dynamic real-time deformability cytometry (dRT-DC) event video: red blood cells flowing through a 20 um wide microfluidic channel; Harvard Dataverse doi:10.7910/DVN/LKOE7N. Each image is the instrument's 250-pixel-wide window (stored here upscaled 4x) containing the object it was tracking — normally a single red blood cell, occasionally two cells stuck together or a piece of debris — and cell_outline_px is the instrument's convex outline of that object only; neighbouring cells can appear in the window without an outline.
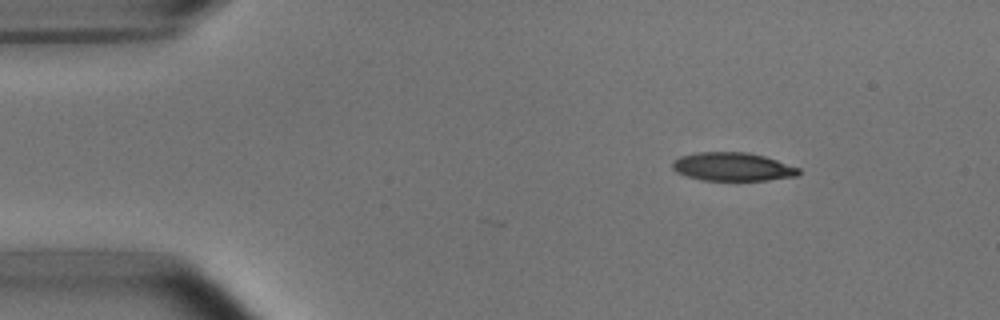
{"species": "common noctule bat (a hibernating species)", "species_latin": "Nyctalus noctula", "temperature_condition": "room temperature", "stored_images_in_passage": 10, "camera_frame_rate_fps": 3000, "um_per_image_px": 0.085, "animal": {"sex": "male", "body_mass_g": 15.6}, "frame": {"image": 1, "passage_image": 10, "time_ms": 3.0, "image_size_px": [1000, 320], "cell_outline_px": [[800, 172], [796, 176], [768, 180], [700, 180], [676, 172], [672, 168], [672, 160], [680, 156], [696, 152], [748, 152], [764, 156], [800, 168]], "centroid_in_image_um": [62.24, 14.17], "position_along_channel_um": 22.8, "area_um2": 20.92}}